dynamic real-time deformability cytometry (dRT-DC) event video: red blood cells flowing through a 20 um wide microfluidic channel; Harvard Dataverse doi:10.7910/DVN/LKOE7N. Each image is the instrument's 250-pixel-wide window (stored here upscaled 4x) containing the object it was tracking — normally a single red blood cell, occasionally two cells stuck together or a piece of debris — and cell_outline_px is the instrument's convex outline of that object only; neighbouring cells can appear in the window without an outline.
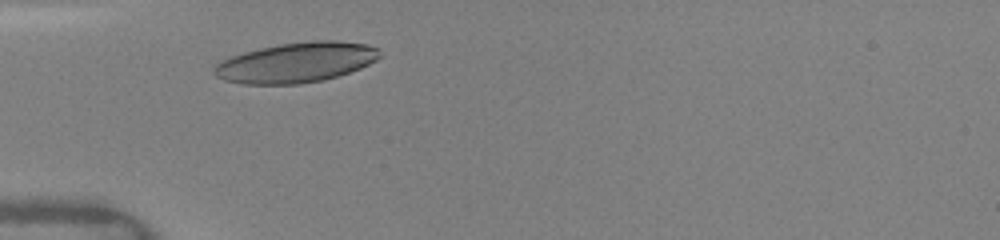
{"species": "human", "species_latin": "Homo sapiens", "temperature_condition": "warm", "stored_images_in_passage": 8, "camera_frame_rate_fps": 3000, "um_per_image_px": 0.085, "donor": {"sex": "female"}, "frame": {"image": 1, "passage_image": 3, "time_ms": 1.333, "image_size_px": [1000, 240], "cell_outline_px": [[384, 56], [360, 68], [324, 80], [296, 84], [244, 84], [224, 80], [216, 76], [212, 72], [216, 64], [232, 56], [244, 52], [260, 48], [280, 44], [312, 40], [336, 40], [368, 44], [380, 48]], "centroid_in_image_um": [25.23, 5.3], "position_along_channel_um": 59.8, "area_um2": 38.78}}
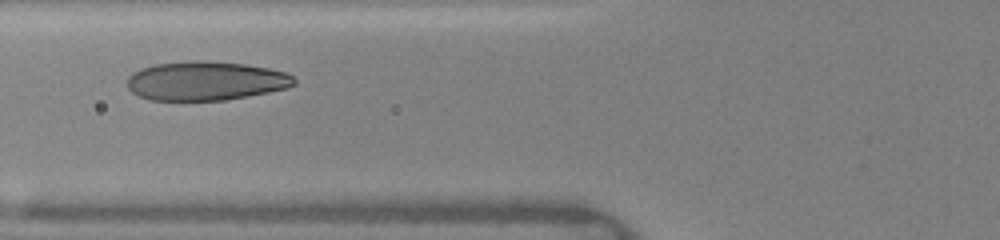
{"frame": {"image": 2, "passage_image": 6, "time_ms": 2.667, "image_size_px": [1000, 240], "cell_outline_px": [[296, 84], [288, 88], [268, 92], [224, 100], [148, 100], [132, 92], [128, 88], [128, 76], [132, 72], [156, 64], [192, 60], [204, 60], [244, 64], [268, 68], [288, 72], [296, 80]], "centroid_in_image_um": [17.5, 6.87], "position_along_channel_um": 108.3, "area_um2": 37.97}}